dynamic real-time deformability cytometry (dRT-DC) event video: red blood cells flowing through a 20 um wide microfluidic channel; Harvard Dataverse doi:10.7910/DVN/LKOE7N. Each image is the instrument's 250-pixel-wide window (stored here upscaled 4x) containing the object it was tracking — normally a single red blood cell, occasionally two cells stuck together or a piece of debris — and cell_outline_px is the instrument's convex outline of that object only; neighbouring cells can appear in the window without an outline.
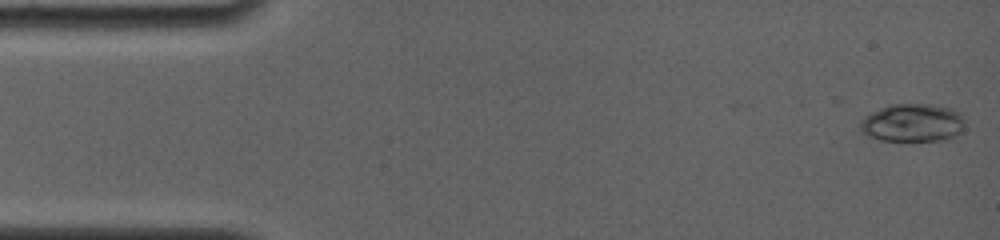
{"species": "common noctule bat (a hibernating species)", "species_latin": "Nyctalus noctula", "temperature_condition": "room temperature", "stored_images_in_passage": 25, "camera_frame_rate_fps": 4000, "um_per_image_px": 0.085, "animal": {"sex": "female", "body_mass_g": 19.0, "forearm_length_mm": 56.7}, "frame": {"image": 1, "passage_image": 1, "time_ms": 0.0, "image_size_px": [1000, 240], "cell_outline_px": [[964, 128], [960, 132], [952, 136], [940, 140], [880, 140], [868, 136], [860, 128], [860, 120], [872, 112], [892, 104], [928, 104], [960, 112], [964, 116]], "centroid_in_image_um": [77.57, 10.44], "position_along_channel_um": 7.4, "area_um2": 22.77}}
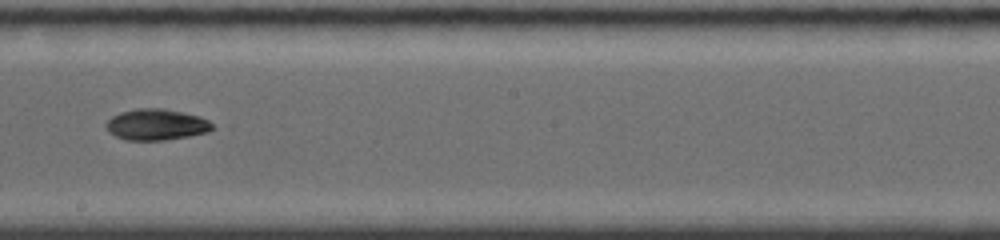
{"frame": {"image": 2, "passage_image": 15, "time_ms": 9.0, "image_size_px": [1000, 240], "cell_outline_px": [[216, 124], [208, 132], [188, 136], [164, 140], [124, 140], [108, 132], [104, 124], [112, 116], [120, 112], [136, 108], [164, 108], [200, 116]], "centroid_in_image_um": [13.28, 10.58], "position_along_channel_um": 234.9, "area_um2": 19.48}}
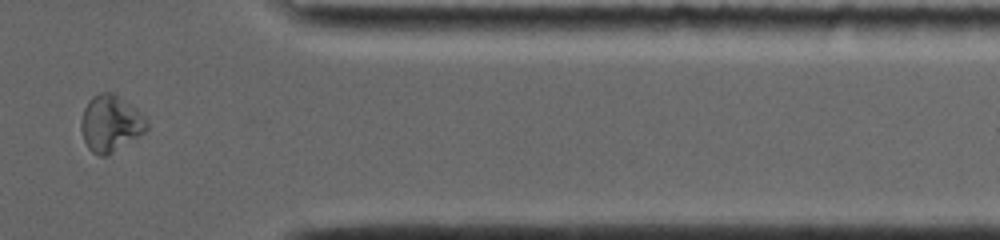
{"frame": {"image": 3, "passage_image": 22, "time_ms": 13.5, "image_size_px": [1000, 240], "cell_outline_px": [[148, 128], [144, 132], [112, 152], [104, 156], [100, 156], [92, 152], [88, 148], [84, 140], [80, 128], [80, 124], [84, 108], [88, 100], [92, 96], [100, 92], [112, 92], [148, 116]], "centroid_in_image_um": [9.4, 10.46], "position_along_channel_um": 402.0, "area_um2": 21.62}, "authors_computed_cell_mechanics": {"area_um2": 19.5942, "velocity_mm_per_s": 3.8703, "shape_relaxation_time_tau1_ms": 5.0262, "shape_relaxation_time_tau2_ms": null, "deformation_change_tau1": 0.1274, "deformation_change_tau2": null}}